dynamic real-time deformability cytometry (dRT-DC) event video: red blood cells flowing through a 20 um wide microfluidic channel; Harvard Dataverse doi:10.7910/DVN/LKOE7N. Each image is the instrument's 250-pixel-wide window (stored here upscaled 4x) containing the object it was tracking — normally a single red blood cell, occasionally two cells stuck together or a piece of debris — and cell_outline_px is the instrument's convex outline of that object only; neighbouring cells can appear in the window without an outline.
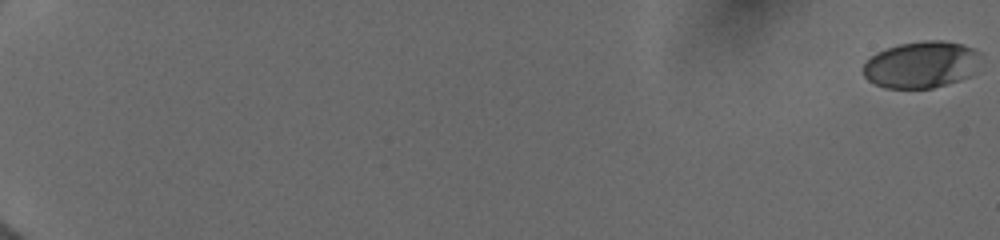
{"species": "human", "species_latin": "Homo sapiens", "temperature_condition": "cold", "stored_images_in_passage": 69, "camera_frame_rate_fps": 3000, "um_per_image_px": 0.085, "donor": {"sex": "female"}, "frame": {"image": 1, "passage_image": 1, "time_ms": 0.0, "image_size_px": [1000, 240], "cell_outline_px": [[980, 56], [972, 72], [968, 76], [960, 80], [948, 84], [932, 88], [884, 88], [868, 80], [864, 76], [864, 64], [876, 52], [900, 44], [924, 40], [944, 40], [964, 44], [976, 48], [980, 52]], "centroid_in_image_um": [78.32, 5.48], "position_along_channel_um": 6.7, "area_um2": 31.96}}
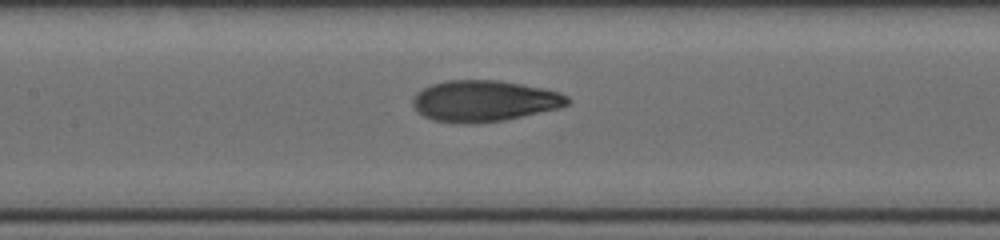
{"frame": {"image": 2, "passage_image": 42, "time_ms": 10.0, "image_size_px": [1000, 240], "cell_outline_px": [[572, 100], [568, 104], [560, 108], [504, 120], [476, 124], [464, 124], [432, 120], [416, 112], [412, 104], [412, 96], [416, 92], [432, 84], [448, 80], [500, 80], [544, 88], [560, 92], [568, 96]], "centroid_in_image_um": [41.15, 8.59], "position_along_channel_um": 166.2, "area_um2": 37.57}}
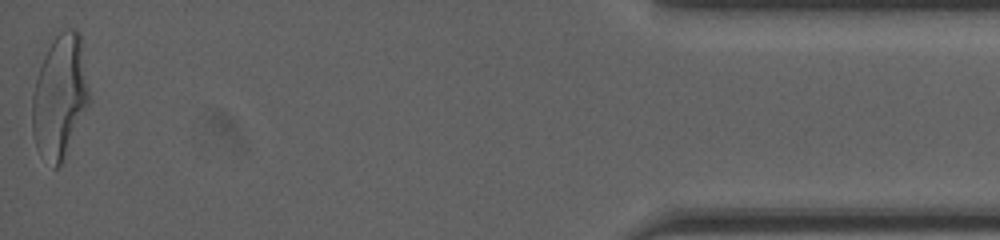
{"frame": {"image": 3, "passage_image": 69, "time_ms": 18.333, "image_size_px": [1000, 240], "cell_outline_px": [[92, 100], [60, 164], [56, 168], [52, 168], [36, 148], [32, 132], [32, 96], [36, 80], [44, 56], [52, 40], [60, 32], [68, 28], [76, 28], [80, 32]], "centroid_in_image_um": [5.12, 8.19], "position_along_channel_um": 430.1, "area_um2": 41.21}, "authors_computed_cell_mechanics": {"area_um2": 35.8938, "velocity_mm_per_s": 3.9903, "shape_relaxation_time_tau1_ms": 7.0582, "shape_relaxation_time_tau2_ms": 0.9289, "deformation_change_tau1": 0.2605, "deformation_change_tau2": 0.064}}